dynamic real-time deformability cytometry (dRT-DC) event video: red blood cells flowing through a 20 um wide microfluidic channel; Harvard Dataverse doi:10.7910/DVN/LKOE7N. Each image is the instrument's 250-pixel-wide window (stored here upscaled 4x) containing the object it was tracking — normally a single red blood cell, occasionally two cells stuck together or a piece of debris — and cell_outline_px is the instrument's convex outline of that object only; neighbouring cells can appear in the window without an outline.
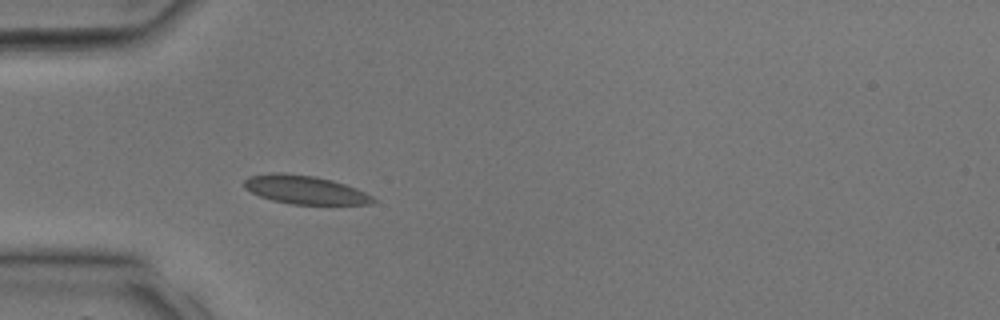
{"species": "common noctule bat (a hibernating species)", "species_latin": "Nyctalus noctula", "temperature_condition": "room temperature", "stored_images_in_passage": 2, "camera_frame_rate_fps": 3000, "um_per_image_px": 0.085, "animal": {"sex": "male", "body_mass_g": 17.9, "forearm_length_mm": 54.2}, "frame": {"image": 1, "passage_image": 2, "time_ms": 0.333, "image_size_px": [1000, 320], "cell_outline_px": [[376, 200], [368, 204], [292, 204], [272, 200], [260, 196], [244, 188], [244, 180], [248, 176], [268, 172], [284, 172], [312, 176], [332, 180], [356, 188], [372, 196]], "centroid_in_image_um": [25.86, 16.11], "position_along_channel_um": 59.1, "area_um2": 21.33}}